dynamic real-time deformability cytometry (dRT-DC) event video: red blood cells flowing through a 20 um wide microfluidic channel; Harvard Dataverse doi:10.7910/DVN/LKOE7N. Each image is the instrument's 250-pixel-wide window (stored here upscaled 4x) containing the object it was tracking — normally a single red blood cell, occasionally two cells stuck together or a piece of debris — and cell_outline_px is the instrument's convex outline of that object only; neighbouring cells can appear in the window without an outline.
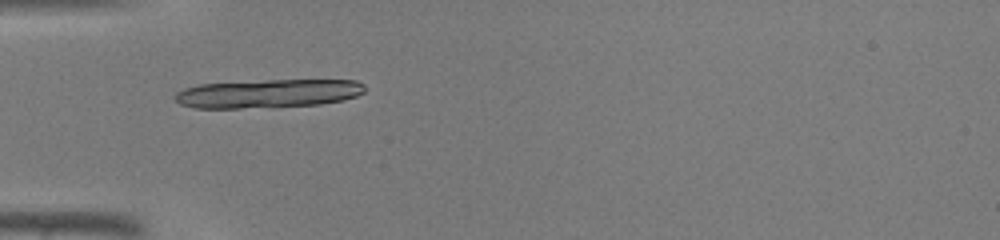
{"species": "common noctule bat (a hibernating species)", "species_latin": "Nyctalus noctula", "temperature_condition": "warm", "stored_images_in_passage": 31, "camera_frame_rate_fps": 3000, "um_per_image_px": 0.085, "animal": {"sex": "male", "body_mass_g": 19.0, "forearm_length_mm": 50.8}, "frame": {"image": 1, "passage_image": 1, "time_ms": 0.0, "image_size_px": [1000, 240], "cell_outline_px": [[364, 92], [356, 96], [344, 100], [320, 104], [276, 108], [196, 108], [180, 104], [172, 96], [176, 92], [184, 88], [200, 84], [264, 80], [356, 80], [364, 84]], "centroid_in_image_um": [22.78, 7.96], "position_along_channel_um": 62.2, "area_um2": 32.08}}
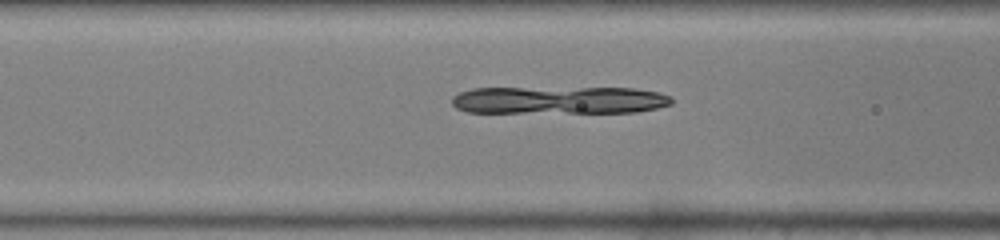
{"frame": {"image": 2, "passage_image": 5, "time_ms": 1.333, "image_size_px": [1000, 240], "cell_outline_px": [[672, 104], [656, 108], [636, 112], [468, 112], [456, 108], [452, 104], [452, 96], [460, 92], [472, 88], [632, 88], [660, 92], [672, 96]], "centroid_in_image_um": [47.54, 8.5], "position_along_channel_um": 119.1, "area_um2": 35.37}}